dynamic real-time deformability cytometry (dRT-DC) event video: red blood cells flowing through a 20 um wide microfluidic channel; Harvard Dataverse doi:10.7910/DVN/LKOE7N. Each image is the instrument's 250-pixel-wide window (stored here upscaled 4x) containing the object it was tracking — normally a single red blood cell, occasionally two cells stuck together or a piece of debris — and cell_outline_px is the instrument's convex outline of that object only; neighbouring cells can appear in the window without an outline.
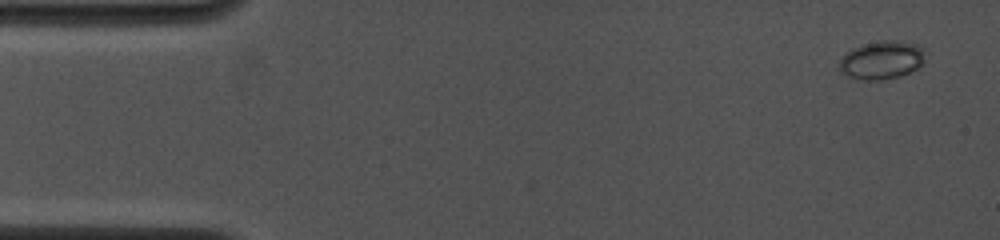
{"species": "common noctule bat (a hibernating species)", "species_latin": "Nyctalus noctula", "temperature_condition": "cold", "stored_images_in_passage": 2, "camera_frame_rate_fps": 4000, "um_per_image_px": 0.085, "animal": {"sex": "female", "body_mass_g": 19.0, "forearm_length_mm": 53.3}, "frame": {"image": 1, "passage_image": 2, "time_ms": 0.75, "image_size_px": [1000, 240], "cell_outline_px": [[924, 60], [916, 68], [900, 76], [884, 80], [860, 80], [848, 76], [840, 72], [840, 60], [852, 48], [864, 44], [880, 40], [904, 40], [920, 44], [924, 48]], "centroid_in_image_um": [74.97, 5.09], "position_along_channel_um": 10.0, "area_um2": 19.31}}